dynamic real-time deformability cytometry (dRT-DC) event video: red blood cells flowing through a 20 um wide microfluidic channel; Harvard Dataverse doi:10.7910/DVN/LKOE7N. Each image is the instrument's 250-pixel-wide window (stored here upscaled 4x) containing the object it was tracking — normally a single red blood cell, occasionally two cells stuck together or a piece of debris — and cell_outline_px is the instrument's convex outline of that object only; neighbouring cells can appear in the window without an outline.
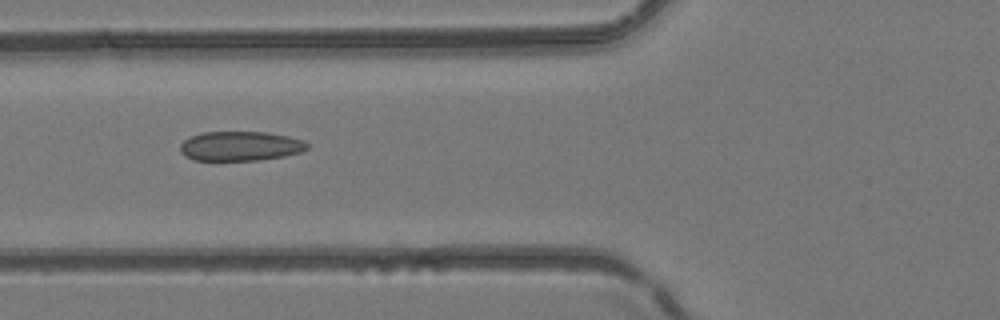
{"species": "common noctule bat (a hibernating species)", "species_latin": "Nyctalus noctula", "temperature_condition": "room temperature", "stored_images_in_passage": 2, "camera_frame_rate_fps": 3000, "um_per_image_px": 0.085, "animal": {"sex": "female", "body_mass_g": 24.6, "forearm_length_mm": 56.2}, "frame": {"image": 1, "passage_image": 2, "time_ms": 0.333, "image_size_px": [1000, 320], "cell_outline_px": [[308, 148], [300, 152], [284, 156], [260, 160], [196, 160], [184, 156], [180, 152], [180, 144], [184, 140], [192, 136], [204, 132], [264, 132], [288, 136], [304, 140], [308, 144]], "centroid_in_image_um": [20.43, 12.42], "position_along_channel_um": 105.4, "area_um2": 21.79}}